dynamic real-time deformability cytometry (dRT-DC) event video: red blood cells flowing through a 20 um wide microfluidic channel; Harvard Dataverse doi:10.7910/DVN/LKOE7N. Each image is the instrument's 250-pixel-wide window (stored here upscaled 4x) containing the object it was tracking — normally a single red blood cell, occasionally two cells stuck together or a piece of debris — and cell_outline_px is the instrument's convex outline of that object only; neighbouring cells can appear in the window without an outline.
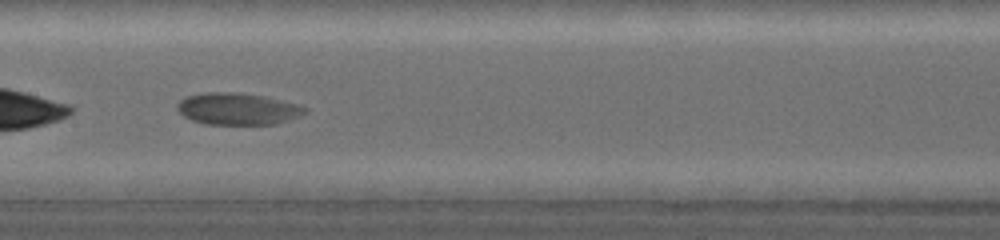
{"species": "common noctule bat (a hibernating species)", "species_latin": "Nyctalus noctula", "temperature_condition": "warm", "stored_images_in_passage": 50, "camera_frame_rate_fps": 5000, "um_per_image_px": 0.085, "animal": {"sex": "female", "body_mass_g": 19.0, "forearm_length_mm": 53.3}, "frame": {"image": 1, "passage_image": 18, "time_ms": 3.2, "image_size_px": [1000, 240], "cell_outline_px": [[308, 112], [300, 116], [276, 124], [204, 124], [192, 120], [184, 116], [176, 108], [176, 104], [184, 96], [208, 92], [232, 92], [264, 96], [300, 104], [308, 108]], "centroid_in_image_um": [20.22, 9.25], "position_along_channel_um": 187.2, "area_um2": 23.87}}
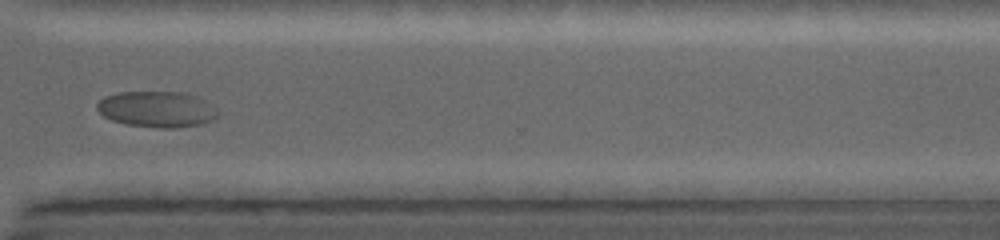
{"frame": {"image": 2, "passage_image": 35, "time_ms": 7.4, "image_size_px": [1000, 240], "cell_outline_px": [[220, 112], [212, 120], [204, 124], [176, 128], [160, 128], [124, 124], [112, 120], [104, 116], [96, 108], [96, 104], [104, 96], [120, 92], [184, 92], [196, 96], [212, 104]], "centroid_in_image_um": [13.36, 9.29], "position_along_channel_um": 357.2, "area_um2": 25.55}}
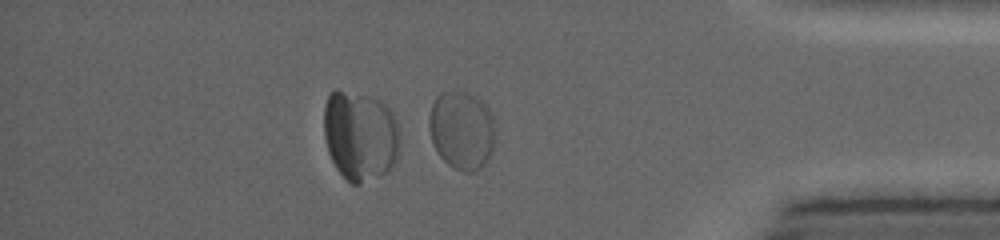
{"frame": {"image": 3, "passage_image": 41, "time_ms": 9.0, "image_size_px": [1000, 240], "cell_outline_px": [[496, 132], [492, 156], [484, 168], [472, 172], [460, 172], [452, 168], [440, 156], [432, 140], [428, 128], [428, 116], [432, 100], [440, 92], [464, 92], [480, 100], [488, 108], [492, 116]], "centroid_in_image_um": [39.26, 11.11], "position_along_channel_um": 395.9, "area_um2": 30.92}}